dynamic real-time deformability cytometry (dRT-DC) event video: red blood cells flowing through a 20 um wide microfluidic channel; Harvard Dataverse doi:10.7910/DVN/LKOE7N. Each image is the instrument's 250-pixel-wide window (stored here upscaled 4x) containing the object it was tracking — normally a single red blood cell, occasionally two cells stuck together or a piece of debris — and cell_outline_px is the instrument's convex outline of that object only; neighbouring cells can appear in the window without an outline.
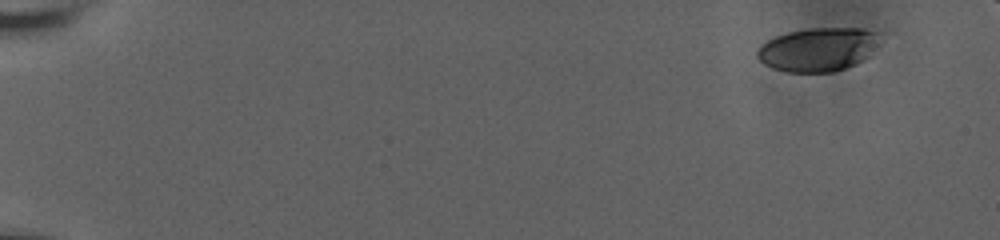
{"species": "human", "species_latin": "Homo sapiens", "temperature_condition": "room temperature", "stored_images_in_passage": 57, "camera_frame_rate_fps": 3000, "um_per_image_px": 0.085, "donor": {"sex": "male"}, "frame": {"image": 1, "passage_image": 1, "time_ms": 0.0, "image_size_px": [1000, 240], "cell_outline_px": [[880, 44], [872, 56], [856, 64], [832, 72], [788, 72], [772, 68], [764, 64], [756, 56], [756, 52], [760, 44], [776, 36], [788, 32], [808, 28], [864, 28], [880, 32]], "centroid_in_image_um": [69.6, 4.19], "position_along_channel_um": 15.4, "area_um2": 31.79}}
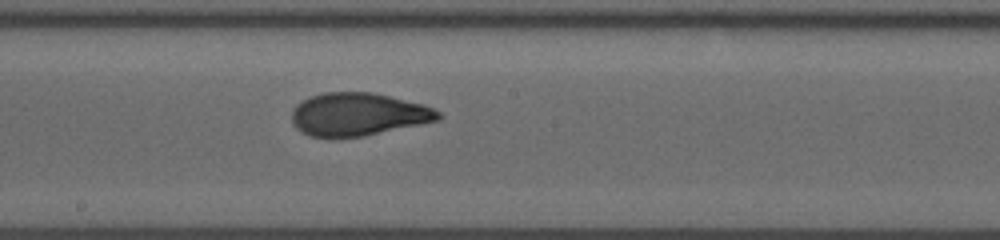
{"frame": {"image": 2, "passage_image": 32, "time_ms": 10.333, "image_size_px": [1000, 240], "cell_outline_px": [[444, 116], [436, 120], [420, 124], [364, 136], [312, 136], [300, 132], [292, 124], [292, 108], [296, 104], [312, 96], [324, 92], [372, 92], [424, 104], [440, 112]], "centroid_in_image_um": [30.43, 9.7], "position_along_channel_um": 217.8, "area_um2": 36.36}}
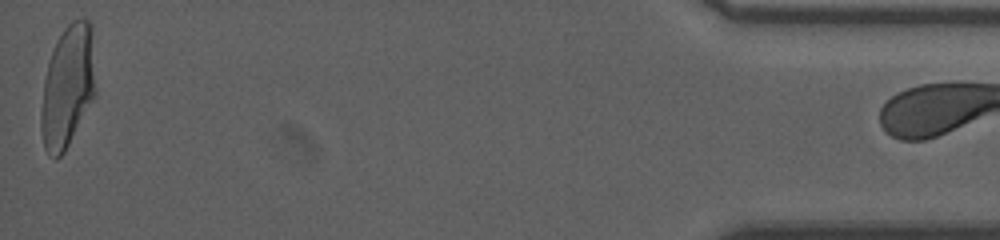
{"frame": {"image": 3, "passage_image": 56, "time_ms": 18.333, "image_size_px": [1000, 240], "cell_outline_px": [[96, 92], [64, 152], [56, 160], [44, 148], [40, 128], [40, 112], [44, 80], [48, 64], [52, 52], [64, 28], [72, 20], [80, 16], [88, 20], [92, 24], [96, 88]], "centroid_in_image_um": [5.76, 7.31], "position_along_channel_um": 429.4, "area_um2": 38.84}}